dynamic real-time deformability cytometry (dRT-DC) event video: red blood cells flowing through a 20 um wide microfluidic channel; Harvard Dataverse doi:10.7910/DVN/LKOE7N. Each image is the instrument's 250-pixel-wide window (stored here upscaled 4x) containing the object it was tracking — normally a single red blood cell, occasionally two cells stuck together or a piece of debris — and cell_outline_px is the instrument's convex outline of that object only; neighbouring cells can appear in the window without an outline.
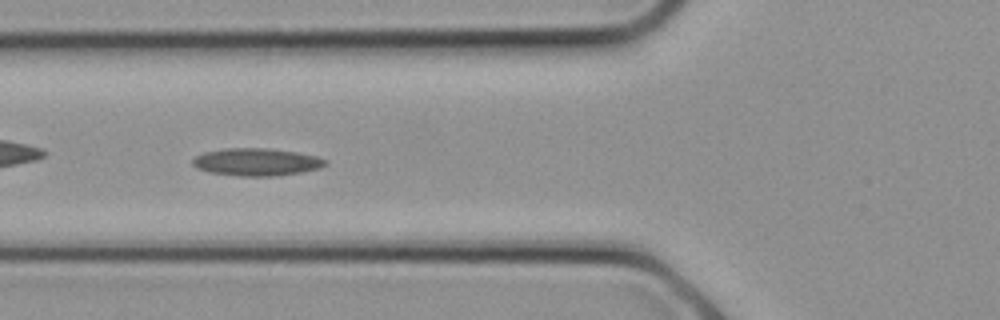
{"species": "common noctule bat (a hibernating species)", "species_latin": "Nyctalus noctula", "temperature_condition": "cold", "stored_images_in_passage": 12, "camera_frame_rate_fps": 3000, "um_per_image_px": 0.085, "animal": {"sex": "female", "body_mass_g": 21.9}, "frame": {"image": 1, "passage_image": 3, "time_ms": 0.667, "image_size_px": [1000, 320], "cell_outline_px": [[328, 164], [320, 168], [300, 172], [276, 176], [240, 176], [208, 172], [196, 168], [192, 164], [192, 160], [196, 156], [204, 152], [224, 148], [268, 148], [296, 152], [316, 156], [328, 160]], "centroid_in_image_um": [21.8, 13.77], "position_along_channel_um": 104.0, "area_um2": 21.39}}
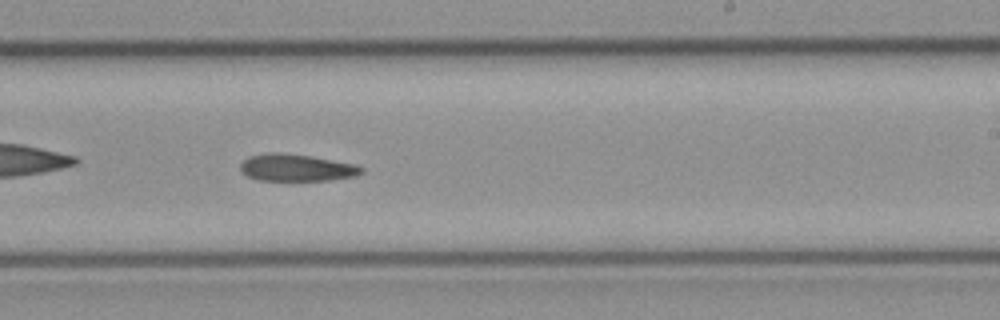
{"frame": {"image": 2, "passage_image": 9, "time_ms": 2.667, "image_size_px": [1000, 320], "cell_outline_px": [[364, 172], [356, 176], [328, 180], [260, 180], [248, 176], [240, 172], [240, 164], [248, 156], [268, 152], [280, 152], [312, 156], [356, 164], [364, 168]], "centroid_in_image_um": [25.2, 14.24], "position_along_channel_um": 263.8, "area_um2": 19.25}}
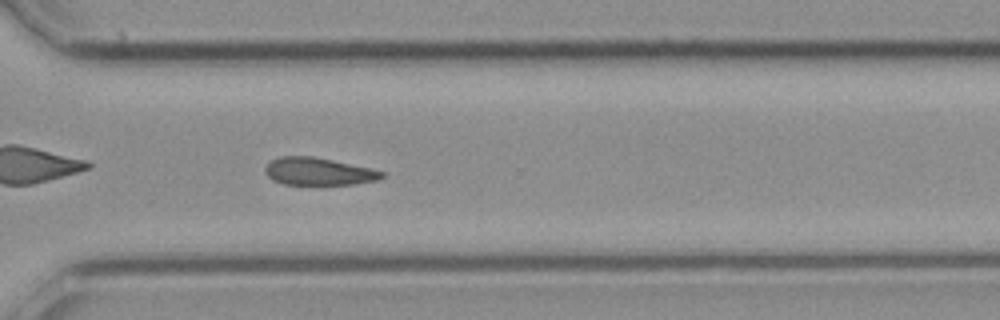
{"frame": {"image": 3, "passage_image": 12, "time_ms": 3.667, "image_size_px": [1000, 320], "cell_outline_px": [[384, 176], [376, 180], [352, 184], [284, 184], [272, 180], [264, 172], [264, 168], [272, 160], [280, 156], [312, 156], [332, 160], [368, 168], [384, 172]], "centroid_in_image_um": [27.01, 14.57], "position_along_channel_um": 343.6, "area_um2": 18.38}}